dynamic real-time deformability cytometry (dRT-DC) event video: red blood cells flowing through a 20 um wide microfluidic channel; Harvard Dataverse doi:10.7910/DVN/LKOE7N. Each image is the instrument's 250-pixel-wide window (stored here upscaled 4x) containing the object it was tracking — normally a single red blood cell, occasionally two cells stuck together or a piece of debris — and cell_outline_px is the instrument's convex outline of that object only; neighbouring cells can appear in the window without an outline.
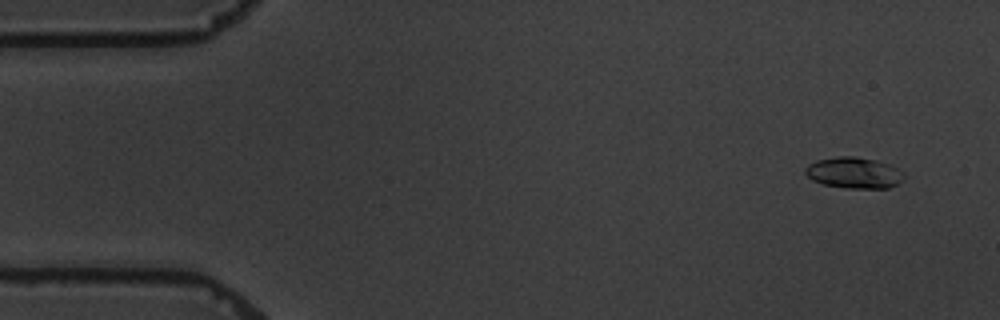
{"species": "common noctule bat (a hibernating species)", "species_latin": "Nyctalus noctula", "temperature_condition": "warm", "stored_images_in_passage": 7, "camera_frame_rate_fps": 3000, "um_per_image_px": 0.085, "animal": {"sex": "male", "body_mass_g": 19.5, "forearm_length_mm": 54.6}, "frame": {"image": 1, "passage_image": 1, "time_ms": 0.0, "image_size_px": [1000, 320], "cell_outline_px": [[904, 176], [896, 184], [888, 188], [844, 188], [824, 184], [812, 180], [804, 172], [804, 168], [808, 164], [816, 160], [836, 156], [856, 156], [888, 164], [904, 172]], "centroid_in_image_um": [72.54, 14.68], "position_along_channel_um": 12.5, "area_um2": 17.8}}
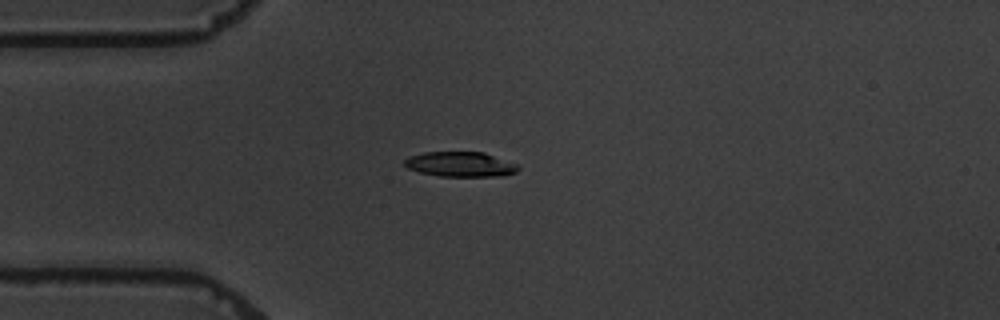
{"frame": {"image": 2, "passage_image": 4, "time_ms": 3.667, "image_size_px": [1000, 320], "cell_outline_px": [[520, 168], [516, 172], [504, 176], [440, 176], [420, 172], [408, 168], [404, 164], [404, 160], [408, 156], [424, 152], [484, 152], [516, 164]], "centroid_in_image_um": [39.12, 13.96], "position_along_channel_um": 45.9, "area_um2": 16.47}}
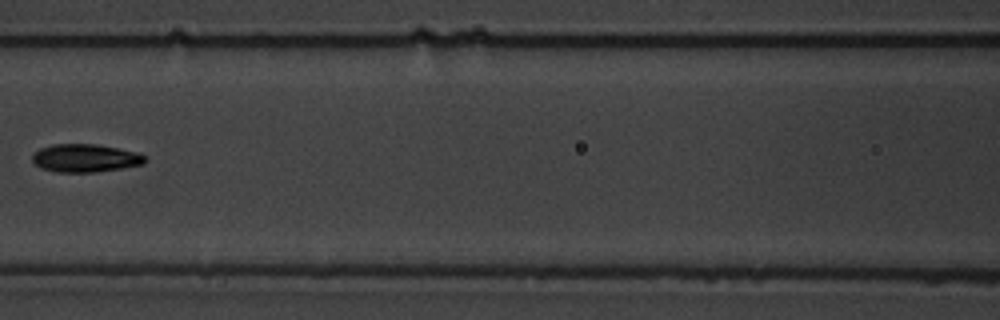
{"frame": {"image": 3, "passage_image": 7, "time_ms": 7.333, "image_size_px": [1000, 320], "cell_outline_px": [[148, 160], [144, 164], [96, 172], [56, 172], [40, 168], [32, 160], [32, 156], [40, 148], [52, 144], [96, 144], [140, 152]], "centroid_in_image_um": [7.27, 13.43], "position_along_channel_um": 159.3, "area_um2": 18.5}}